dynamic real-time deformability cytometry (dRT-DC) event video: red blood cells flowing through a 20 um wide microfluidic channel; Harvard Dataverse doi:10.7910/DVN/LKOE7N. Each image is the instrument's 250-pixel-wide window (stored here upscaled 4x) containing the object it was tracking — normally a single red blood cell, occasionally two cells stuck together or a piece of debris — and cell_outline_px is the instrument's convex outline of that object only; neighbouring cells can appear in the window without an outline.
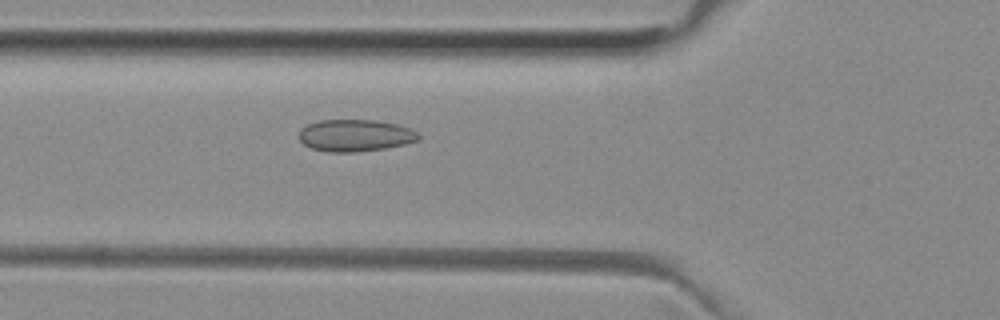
{"species": "common noctule bat (a hibernating species)", "species_latin": "Nyctalus noctula", "temperature_condition": "room temperature", "stored_images_in_passage": 53, "camera_frame_rate_fps": 3000, "um_per_image_px": 0.085, "animal": {"sex": "female", "body_mass_g": 29.2, "forearm_length_mm": 56.3}, "frame": {"image": 1, "passage_image": 19, "time_ms": 6.0, "image_size_px": [1000, 320], "cell_outline_px": [[420, 140], [404, 144], [384, 148], [356, 152], [324, 152], [312, 148], [304, 144], [300, 140], [300, 128], [308, 124], [320, 120], [376, 120], [396, 124], [412, 128], [420, 136]], "centroid_in_image_um": [30.2, 11.51], "position_along_channel_um": 95.6, "area_um2": 22.31}}
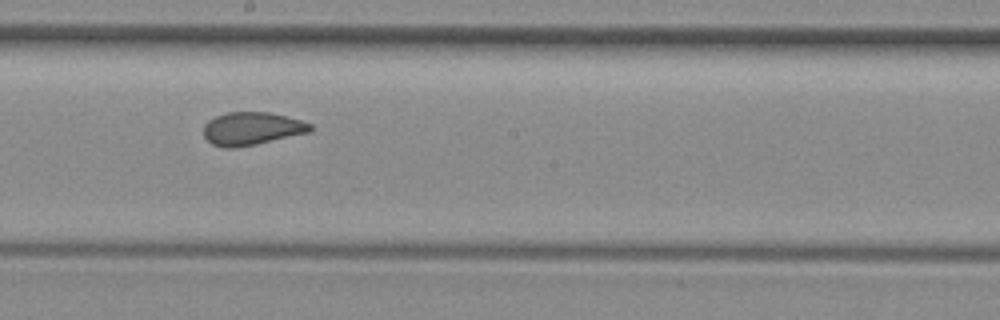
{"frame": {"image": 2, "passage_image": 29, "time_ms": 9.333, "image_size_px": [1000, 320], "cell_outline_px": [[312, 132], [256, 144], [236, 148], [224, 148], [212, 144], [204, 136], [204, 124], [208, 120], [216, 116], [228, 112], [268, 112], [300, 120], [312, 124]], "centroid_in_image_um": [21.4, 10.94], "position_along_channel_um": 226.8, "area_um2": 20.52}}
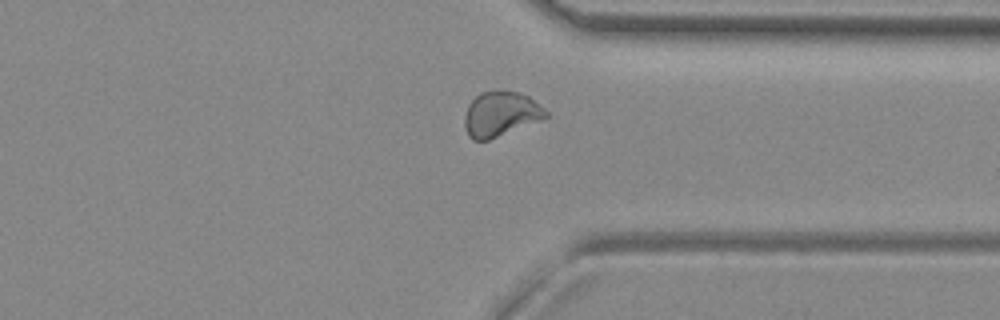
{"frame": {"image": 3, "passage_image": 40, "time_ms": 13.0, "image_size_px": [1000, 320], "cell_outline_px": [[548, 116], [488, 140], [472, 140], [468, 136], [464, 124], [464, 116], [468, 104], [480, 92], [520, 92], [528, 96], [544, 108], [548, 112]], "centroid_in_image_um": [42.51, 9.7], "position_along_channel_um": 368.9, "area_um2": 20.75}, "authors_computed_cell_mechanics": {"area_um2": 21.6172, "velocity_mm_per_s": 3.9232, "shape_relaxation_time_tau1_ms": null, "shape_relaxation_time_tau2_ms": 0.9019, "deformation_change_tau1": null, "deformation_change_tau2": 0.046}}